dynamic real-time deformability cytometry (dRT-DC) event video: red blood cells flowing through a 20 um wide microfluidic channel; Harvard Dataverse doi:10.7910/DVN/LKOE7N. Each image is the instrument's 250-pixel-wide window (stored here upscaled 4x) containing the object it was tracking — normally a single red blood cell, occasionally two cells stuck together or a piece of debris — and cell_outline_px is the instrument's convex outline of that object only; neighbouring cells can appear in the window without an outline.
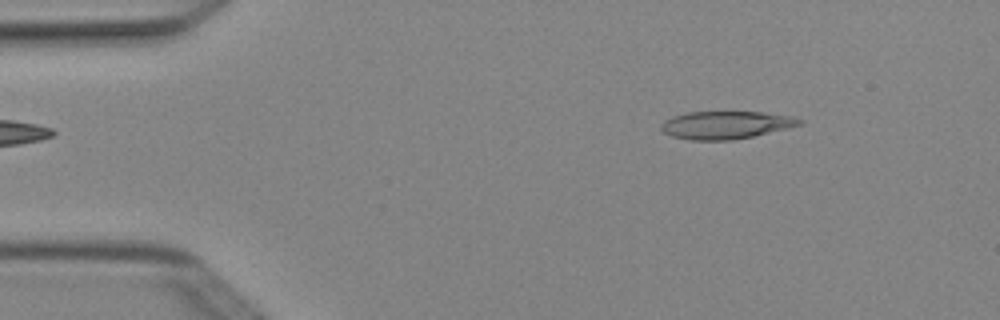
{"species": "Egyptian fruit bat (a non-hibernating species)", "species_latin": "Rousettus aegyptiacus", "temperature_condition": "cold", "stored_images_in_passage": 2, "camera_frame_rate_fps": 3000, "um_per_image_px": 0.085, "animal": {"sex": "female"}, "frame": {"image": 1, "passage_image": 1, "time_ms": 0.0, "image_size_px": [1000, 320], "cell_outline_px": [[804, 124], [752, 136], [732, 140], [692, 140], [672, 136], [664, 132], [660, 128], [660, 124], [664, 120], [672, 116], [688, 112], [764, 112], [792, 116], [804, 120]], "centroid_in_image_um": [61.7, 10.61], "position_along_channel_um": 23.3, "area_um2": 22.37}}